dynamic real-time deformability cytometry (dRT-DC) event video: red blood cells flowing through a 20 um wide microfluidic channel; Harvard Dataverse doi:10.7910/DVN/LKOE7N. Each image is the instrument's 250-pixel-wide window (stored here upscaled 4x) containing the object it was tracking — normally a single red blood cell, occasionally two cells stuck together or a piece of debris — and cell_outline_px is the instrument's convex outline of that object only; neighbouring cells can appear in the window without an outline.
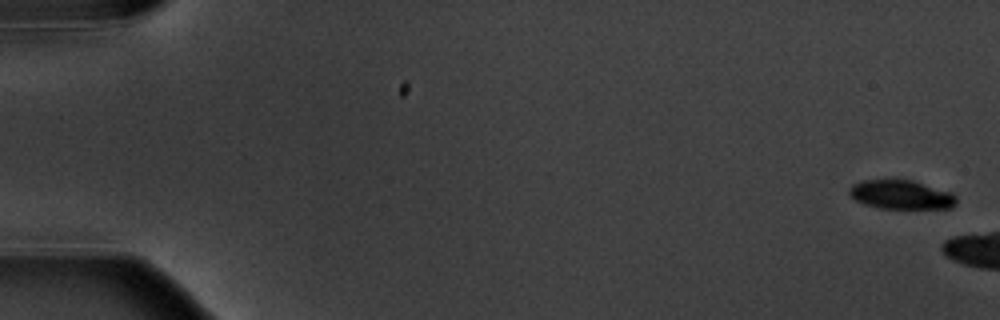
{"species": "common noctule bat (a hibernating species)", "species_latin": "Nyctalus noctula", "temperature_condition": "warm", "stored_images_in_passage": 3, "camera_frame_rate_fps": 3000, "um_per_image_px": 0.085, "animal": {"sex": "male", "body_mass_g": 20.1, "forearm_length_mm": 53.5}, "frame": {"image": 1, "passage_image": 1, "time_ms": 0.0, "image_size_px": [1000, 320], "cell_outline_px": [[956, 204], [952, 208], [876, 208], [864, 204], [856, 200], [848, 192], [848, 188], [852, 184], [864, 180], [912, 180], [952, 192], [956, 196]], "centroid_in_image_um": [76.6, 16.55], "position_along_channel_um": 8.4, "area_um2": 18.09}}